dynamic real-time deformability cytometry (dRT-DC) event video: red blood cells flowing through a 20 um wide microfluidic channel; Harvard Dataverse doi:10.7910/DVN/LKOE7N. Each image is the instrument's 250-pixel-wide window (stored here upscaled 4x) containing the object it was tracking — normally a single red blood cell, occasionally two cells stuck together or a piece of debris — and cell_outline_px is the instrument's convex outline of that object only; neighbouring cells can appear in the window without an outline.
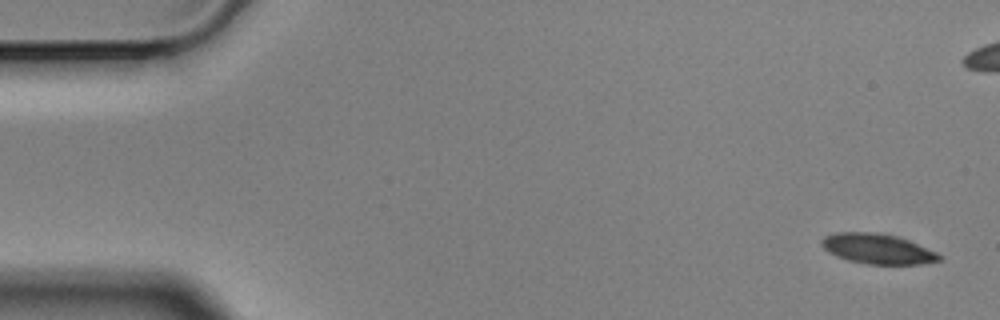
{"species": "Egyptian fruit bat (a non-hibernating species)", "species_latin": "Rousettus aegyptiacus", "temperature_condition": "cold", "stored_images_in_passage": 6, "camera_frame_rate_fps": 3000, "um_per_image_px": 0.085, "animal": {"sex": "male"}, "frame": {"image": 1, "passage_image": 1, "time_ms": 0.0, "image_size_px": [1000, 320], "cell_outline_px": [[944, 256], [940, 260], [920, 264], [868, 264], [848, 260], [836, 256], [828, 252], [820, 244], [820, 240], [824, 236], [836, 232], [876, 232], [908, 240], [936, 252]], "centroid_in_image_um": [74.55, 21.15], "position_along_channel_um": 10.4, "area_um2": 20.52}}